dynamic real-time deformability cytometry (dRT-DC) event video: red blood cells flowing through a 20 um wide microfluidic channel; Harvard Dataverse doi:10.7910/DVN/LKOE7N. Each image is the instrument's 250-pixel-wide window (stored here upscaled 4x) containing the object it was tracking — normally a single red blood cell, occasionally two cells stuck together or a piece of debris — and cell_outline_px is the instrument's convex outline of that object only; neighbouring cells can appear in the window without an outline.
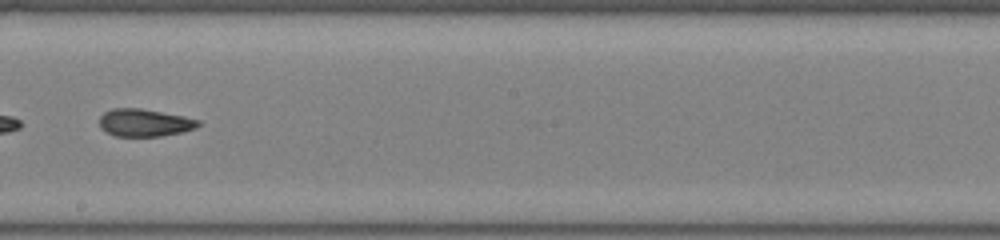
{"species": "common noctule bat (a hibernating species)", "species_latin": "Nyctalus noctula", "temperature_condition": "room temperature", "stored_images_in_passage": 37, "camera_frame_rate_fps": 3000, "um_per_image_px": 0.085, "animal": {"sex": "female", "body_mass_g": 22.0, "forearm_length_mm": 56.7}, "frame": {"image": 1, "passage_image": 19, "time_ms": 6.0, "image_size_px": [1000, 240], "cell_outline_px": [[200, 124], [196, 128], [180, 132], [160, 136], [112, 136], [100, 128], [100, 116], [104, 112], [112, 108], [140, 108], [184, 116], [200, 120]], "centroid_in_image_um": [12.26, 10.43], "position_along_channel_um": 235.9, "area_um2": 15.9}}
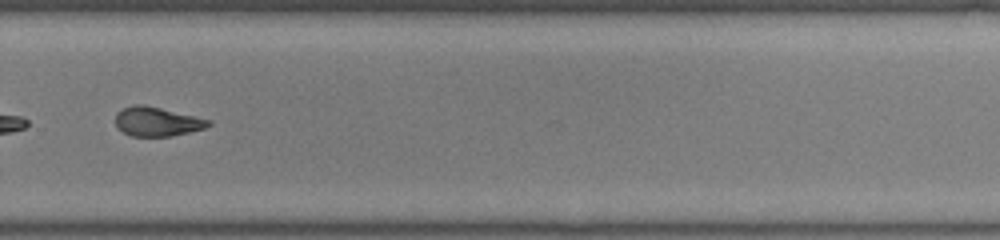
{"frame": {"image": 2, "passage_image": 25, "time_ms": 8.0, "image_size_px": [1000, 240], "cell_outline_px": [[212, 124], [204, 128], [172, 136], [132, 136], [124, 132], [116, 124], [116, 112], [124, 108], [136, 104], [144, 104], [212, 120]], "centroid_in_image_um": [13.37, 10.33], "position_along_channel_um": 316.4, "area_um2": 15.66}}
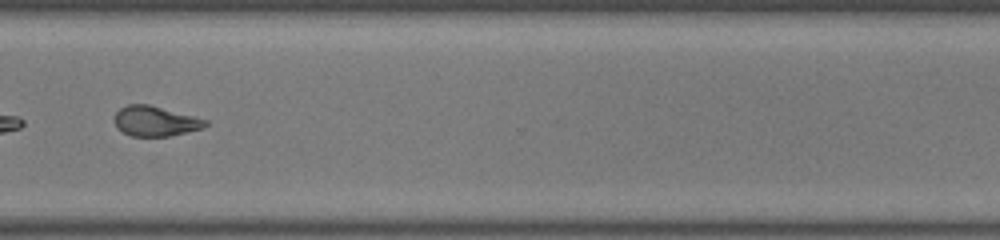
{"frame": {"image": 3, "passage_image": 28, "time_ms": 9.0, "image_size_px": [1000, 240], "cell_outline_px": [[208, 124], [204, 128], [168, 136], [132, 136], [116, 128], [116, 112], [120, 108], [128, 104], [148, 104], [208, 120]], "centroid_in_image_um": [13.21, 10.3], "position_along_channel_um": 357.4, "area_um2": 15.72}, "authors_computed_cell_mechanics": {"area_um2": 16.3574, "velocity_mm_per_s": 4.0352, "shape_relaxation_time_tau1_ms": null, "shape_relaxation_time_tau2_ms": 3.1372, "deformation_change_tau1": null, "deformation_change_tau2": 0.1137}}